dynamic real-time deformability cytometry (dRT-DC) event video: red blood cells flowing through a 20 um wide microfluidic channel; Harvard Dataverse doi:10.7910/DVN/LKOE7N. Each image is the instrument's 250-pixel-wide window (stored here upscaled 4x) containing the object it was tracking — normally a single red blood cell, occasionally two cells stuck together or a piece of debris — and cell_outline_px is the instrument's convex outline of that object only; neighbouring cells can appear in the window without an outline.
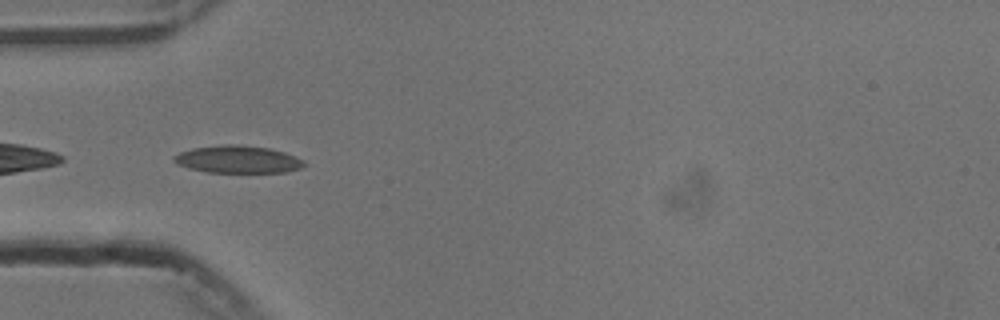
{"species": "common noctule bat (a hibernating species)", "species_latin": "Nyctalus noctula", "temperature_condition": "cold", "stored_images_in_passage": 33, "camera_frame_rate_fps": 3000, "um_per_image_px": 0.085, "animal": {"sex": "male", "body_mass_g": 13.3}, "frame": {"image": 1, "passage_image": 1, "time_ms": 0.0, "image_size_px": [1000, 320], "cell_outline_px": [[308, 164], [300, 168], [288, 172], [208, 172], [188, 168], [176, 164], [172, 160], [172, 156], [180, 152], [192, 148], [224, 144], [236, 144], [268, 148], [284, 152], [304, 160]], "centroid_in_image_um": [20.2, 13.54], "position_along_channel_um": 64.8, "area_um2": 20.92}}
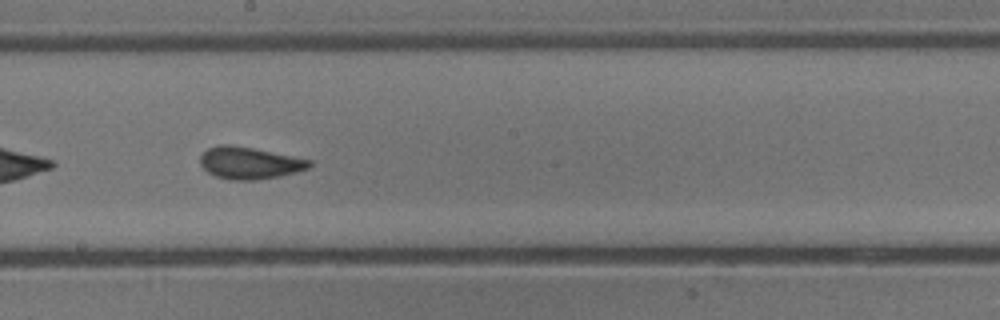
{"frame": {"image": 2, "passage_image": 14, "time_ms": 4.333, "image_size_px": [1000, 320], "cell_outline_px": [[312, 164], [308, 168], [296, 172], [280, 176], [256, 180], [228, 180], [216, 176], [208, 172], [200, 164], [200, 156], [208, 148], [220, 144], [228, 144], [252, 148], [312, 160]], "centroid_in_image_um": [21.19, 13.86], "position_along_channel_um": 227.0, "area_um2": 20.29}}
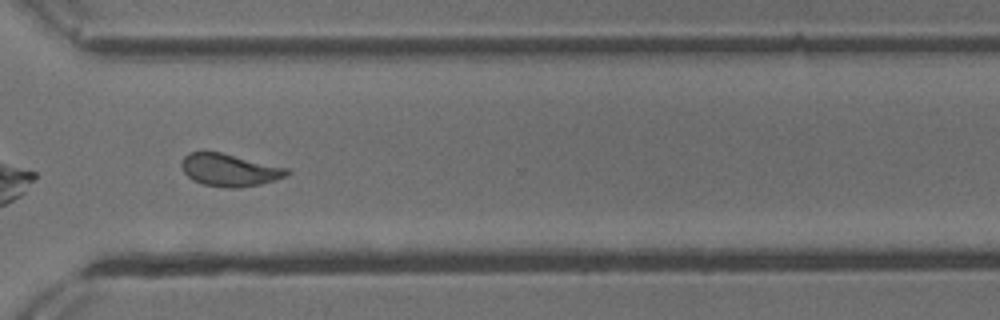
{"frame": {"image": 3, "passage_image": 24, "time_ms": 7.667, "image_size_px": [1000, 320], "cell_outline_px": [[292, 172], [276, 180], [260, 184], [240, 188], [228, 188], [204, 184], [192, 180], [184, 172], [180, 164], [184, 156], [188, 152], [220, 152], [288, 168]], "centroid_in_image_um": [19.5, 14.45], "position_along_channel_um": 351.1, "area_um2": 19.88}, "authors_computed_cell_mechanics": {"area_um2": 19.8832, "velocity_mm_per_s": 3.729, "shape_relaxation_time_tau1_ms": 5.8498, "shape_relaxation_time_tau2_ms": 1.3613, "deformation_change_tau1": 0.1269, "deformation_change_tau2": 0.0594}}